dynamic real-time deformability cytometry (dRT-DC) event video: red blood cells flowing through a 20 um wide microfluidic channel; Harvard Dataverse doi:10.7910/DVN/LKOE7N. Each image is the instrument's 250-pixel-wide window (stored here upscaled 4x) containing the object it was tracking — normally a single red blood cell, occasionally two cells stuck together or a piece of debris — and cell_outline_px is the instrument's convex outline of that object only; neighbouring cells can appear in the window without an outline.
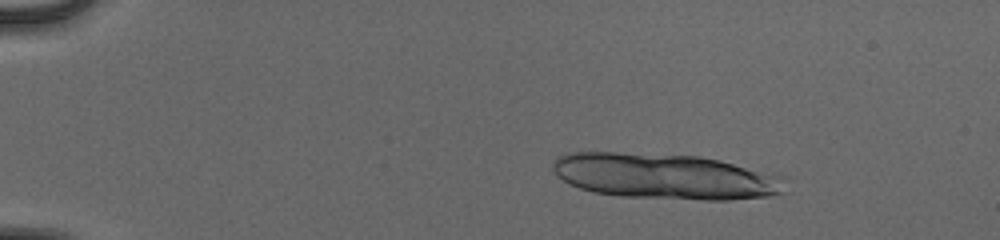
{"species": "human", "species_latin": "Homo sapiens", "temperature_condition": "cold", "stored_images_in_passage": 19, "camera_frame_rate_fps": 3000, "um_per_image_px": 0.085, "donor": {"sex": "male"}, "frame": {"image": 1, "passage_image": 9, "time_ms": 2.667, "image_size_px": [1000, 240], "cell_outline_px": [[784, 192], [768, 196], [728, 200], [704, 200], [620, 196], [592, 192], [568, 184], [552, 168], [552, 164], [556, 156], [568, 152], [616, 152], [700, 156], [720, 160], [784, 176]], "centroid_in_image_um": [56.51, 14.98], "position_along_channel_um": 28.5, "area_um2": 62.02}}